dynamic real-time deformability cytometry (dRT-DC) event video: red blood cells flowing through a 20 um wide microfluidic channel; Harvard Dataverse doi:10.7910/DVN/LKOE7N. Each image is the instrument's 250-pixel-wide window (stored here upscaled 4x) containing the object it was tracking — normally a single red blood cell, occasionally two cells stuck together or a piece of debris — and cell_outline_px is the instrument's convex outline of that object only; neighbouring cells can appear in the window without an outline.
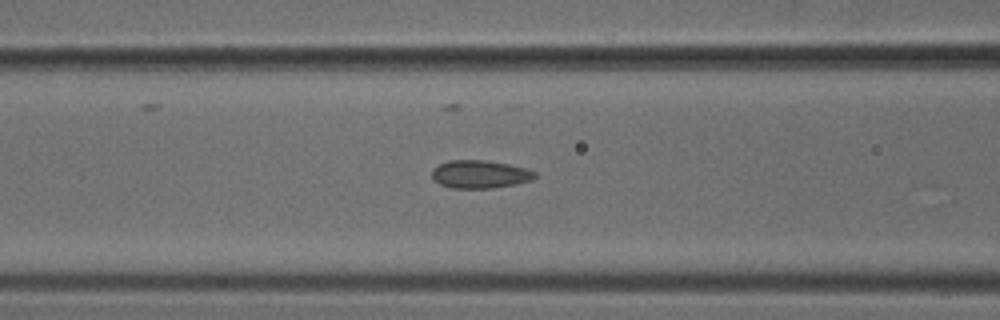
{"species": "common noctule bat (a hibernating species)", "species_latin": "Nyctalus noctula", "temperature_condition": "cold", "stored_images_in_passage": 28, "camera_frame_rate_fps": 3000, "um_per_image_px": 0.085, "animal": {"sex": "male", "body_mass_g": 18.8}, "frame": {"image": 1, "passage_image": 8, "time_ms": 2.333, "image_size_px": [1000, 320], "cell_outline_px": [[536, 176], [532, 180], [516, 184], [492, 188], [452, 188], [440, 184], [432, 180], [432, 168], [448, 160], [484, 160], [508, 164], [524, 168], [536, 172]], "centroid_in_image_um": [40.76, 14.81], "position_along_channel_um": 125.8, "area_um2": 16.82}}
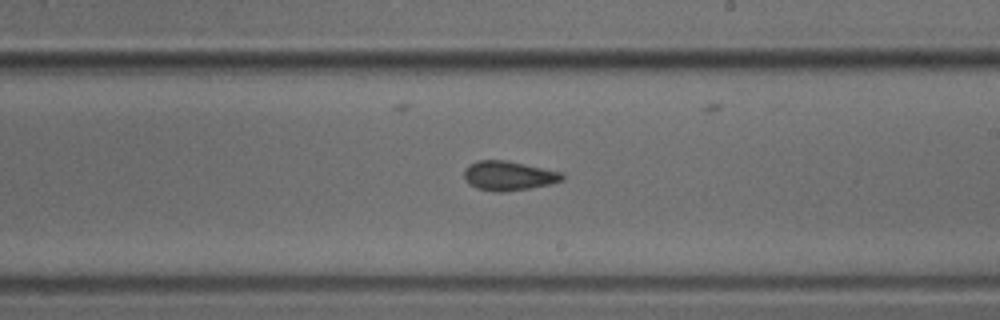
{"frame": {"image": 2, "passage_image": 17, "time_ms": 5.333, "image_size_px": [1000, 320], "cell_outline_px": [[564, 180], [552, 184], [504, 192], [496, 192], [476, 188], [468, 184], [464, 180], [464, 168], [468, 164], [476, 160], [508, 160], [564, 172]], "centroid_in_image_um": [43.23, 14.93], "position_along_channel_um": 245.8, "area_um2": 17.22}}
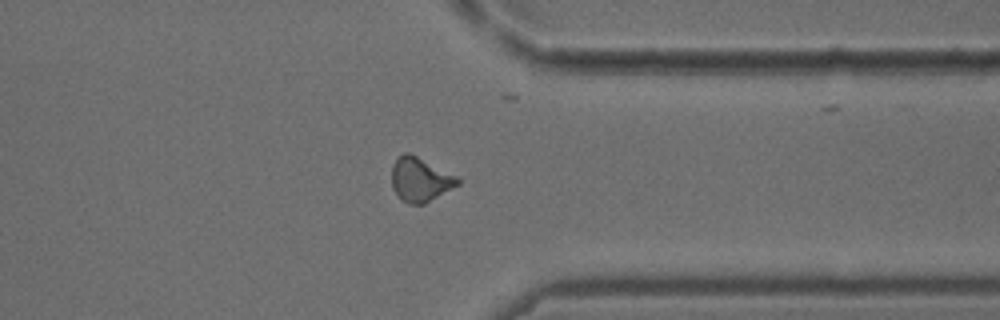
{"frame": {"image": 3, "passage_image": 27, "time_ms": 8.667, "image_size_px": [1000, 320], "cell_outline_px": [[460, 184], [424, 204], [408, 204], [400, 200], [392, 188], [392, 164], [404, 152], [408, 152], [456, 176], [460, 180]], "centroid_in_image_um": [35.69, 15.29], "position_along_channel_um": 375.7, "area_um2": 16.82}}